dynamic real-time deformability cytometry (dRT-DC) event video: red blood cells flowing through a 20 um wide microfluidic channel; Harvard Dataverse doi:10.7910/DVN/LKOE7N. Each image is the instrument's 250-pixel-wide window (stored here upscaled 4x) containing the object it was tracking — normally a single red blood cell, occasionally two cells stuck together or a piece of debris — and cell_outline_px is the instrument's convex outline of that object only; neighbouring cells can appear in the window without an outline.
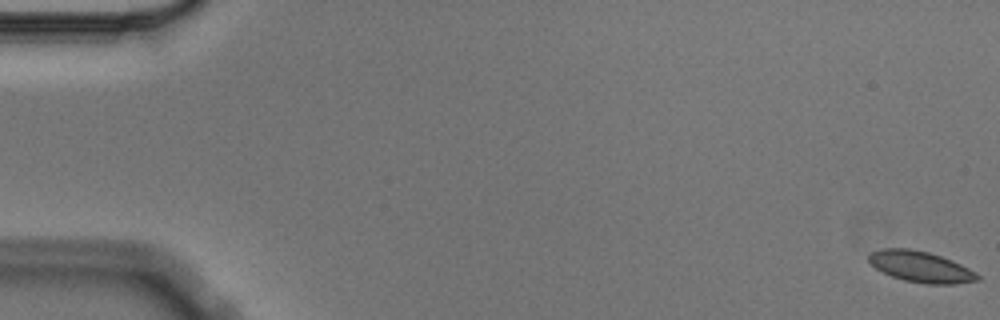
{"species": "Egyptian fruit bat (a non-hibernating species)", "species_latin": "Rousettus aegyptiacus", "temperature_condition": "cold", "stored_images_in_passage": 11, "camera_frame_rate_fps": 3000, "um_per_image_px": 0.085, "animal": {"sex": "male"}, "frame": {"image": 1, "passage_image": 1, "time_ms": 0.0, "image_size_px": [1000, 320], "cell_outline_px": [[980, 280], [956, 284], [924, 284], [904, 280], [892, 276], [876, 268], [868, 260], [868, 256], [872, 252], [884, 248], [908, 248], [928, 252], [952, 260], [976, 272], [980, 276]], "centroid_in_image_um": [78.29, 22.68], "position_along_channel_um": 6.7, "area_um2": 19.54}}
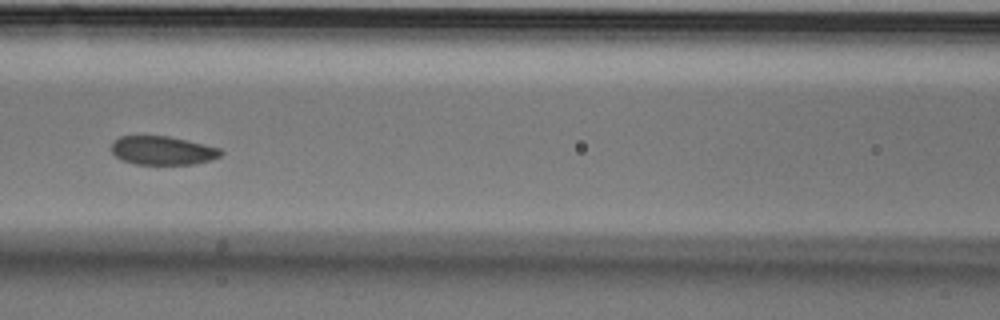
{"frame": {"image": 2, "passage_image": 7, "time_ms": 2.0, "image_size_px": [1000, 320], "cell_outline_px": [[224, 152], [220, 156], [208, 160], [192, 164], [136, 164], [124, 160], [116, 156], [112, 152], [112, 140], [120, 136], [168, 136], [188, 140], [220, 148]], "centroid_in_image_um": [13.81, 12.78], "position_along_channel_um": 152.8, "area_um2": 18.15}}
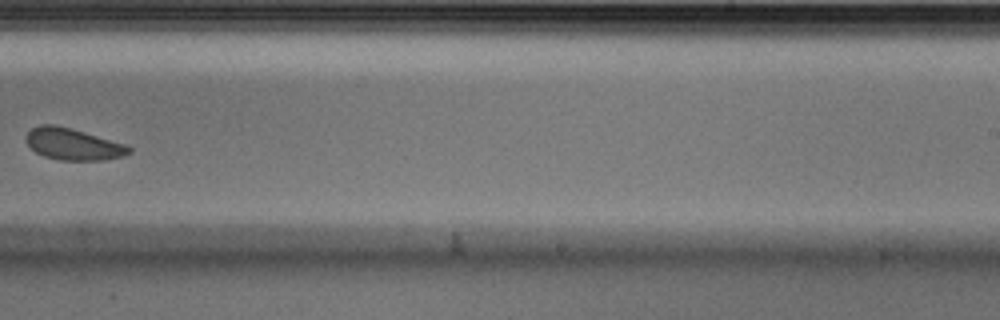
{"frame": {"image": 3, "passage_image": 10, "time_ms": 3.0, "image_size_px": [1000, 320], "cell_outline_px": [[132, 152], [124, 156], [104, 160], [60, 160], [44, 156], [36, 152], [24, 140], [28, 132], [32, 128], [40, 124], [52, 124], [72, 128], [124, 144], [132, 148]], "centroid_in_image_um": [6.21, 12.25], "position_along_channel_um": 282.8, "area_um2": 18.96}}